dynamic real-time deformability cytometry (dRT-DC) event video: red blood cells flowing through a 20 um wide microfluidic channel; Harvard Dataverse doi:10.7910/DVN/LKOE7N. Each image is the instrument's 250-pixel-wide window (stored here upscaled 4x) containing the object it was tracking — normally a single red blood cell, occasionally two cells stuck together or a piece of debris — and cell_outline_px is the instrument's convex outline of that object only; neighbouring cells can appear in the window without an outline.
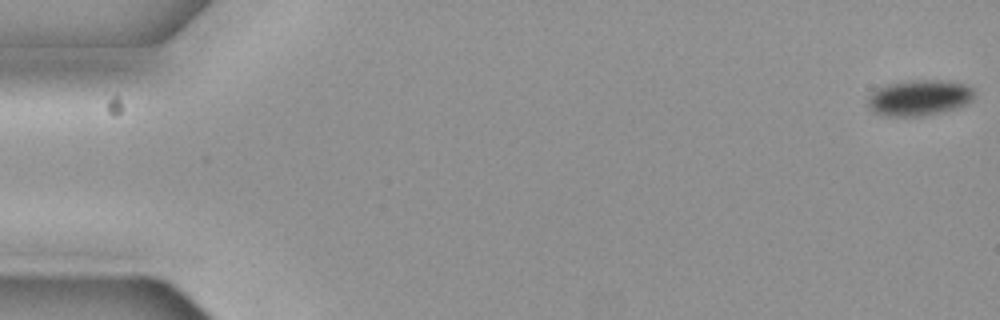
{"species": "common noctule bat (a hibernating species)", "species_latin": "Nyctalus noctula", "temperature_condition": "cold", "stored_images_in_passage": 10, "camera_frame_rate_fps": 3000, "um_per_image_px": 0.085, "animal": {"sex": "female", "body_mass_g": 19.3, "forearm_length_mm": 54.1}, "frame": {"image": 1, "passage_image": 1, "time_ms": 0.0, "image_size_px": [1000, 320], "cell_outline_px": [[976, 96], [972, 100], [956, 108], [920, 116], [896, 116], [876, 112], [868, 104], [868, 96], [876, 88], [884, 84], [908, 80], [948, 80], [968, 84], [976, 92]], "centroid_in_image_um": [78.18, 8.26], "position_along_channel_um": 6.8, "area_um2": 22.25}}